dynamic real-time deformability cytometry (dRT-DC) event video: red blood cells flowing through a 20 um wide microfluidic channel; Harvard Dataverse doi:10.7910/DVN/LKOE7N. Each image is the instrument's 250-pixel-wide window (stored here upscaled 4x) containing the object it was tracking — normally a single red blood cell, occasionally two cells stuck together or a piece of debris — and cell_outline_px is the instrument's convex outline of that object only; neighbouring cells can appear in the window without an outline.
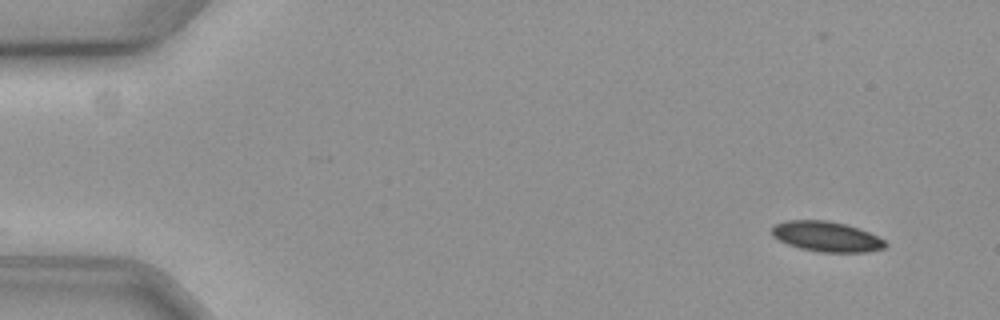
{"species": "common noctule bat (a hibernating species)", "species_latin": "Nyctalus noctula", "temperature_condition": "cold", "stored_images_in_passage": 55, "camera_frame_rate_fps": 3000, "um_per_image_px": 0.085, "animal": {"sex": "female", "body_mass_g": 19.3, "forearm_length_mm": 54.1}, "frame": {"image": 1, "passage_image": 1, "time_ms": 0.0, "image_size_px": [1000, 320], "cell_outline_px": [[888, 244], [884, 248], [868, 252], [820, 252], [800, 248], [788, 244], [772, 236], [772, 228], [776, 224], [788, 220], [824, 220], [844, 224], [868, 232], [884, 240]], "centroid_in_image_um": [70.25, 20.11], "position_along_channel_um": 14.7, "area_um2": 19.71}}
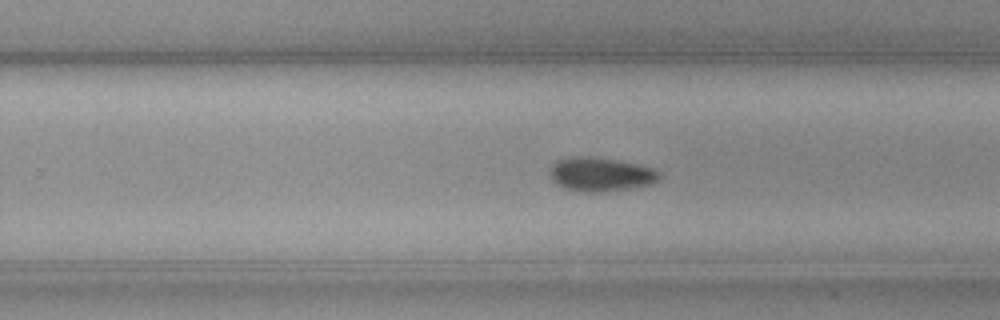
{"frame": {"image": 2, "passage_image": 34, "time_ms": 11.0, "image_size_px": [1000, 320], "cell_outline_px": [[660, 176], [652, 184], [604, 192], [584, 192], [564, 188], [556, 184], [552, 180], [548, 172], [552, 164], [556, 160], [572, 156], [592, 156], [616, 160], [636, 164], [652, 168], [660, 172]], "centroid_in_image_um": [50.99, 14.81], "position_along_channel_um": 278.8, "area_um2": 21.73}}
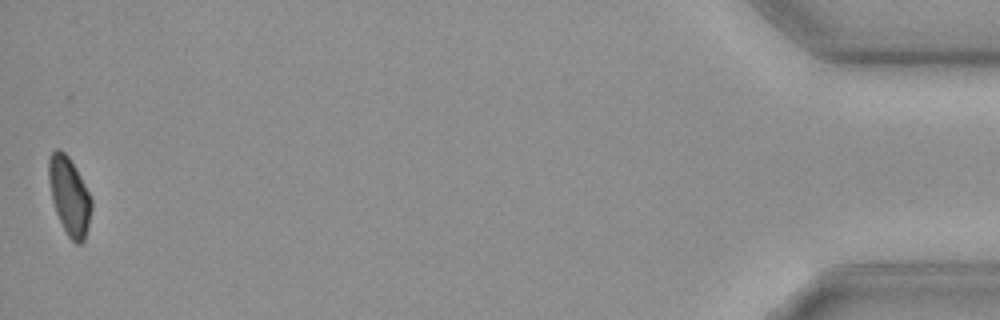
{"frame": {"image": 3, "passage_image": 55, "time_ms": 18.0, "image_size_px": [1000, 320], "cell_outline_px": [[92, 208], [84, 240], [80, 244], [76, 244], [68, 236], [56, 212], [52, 200], [48, 176], [48, 160], [52, 152], [56, 148], [60, 148], [68, 156], [80, 176], [92, 200]], "centroid_in_image_um": [5.88, 16.64], "position_along_channel_um": 429.3, "area_um2": 19.07}, "authors_computed_cell_mechanics": {"area_um2": 20.6924, "velocity_mm_per_s": 3.5507, "shape_relaxation_time_tau1_ms": 4.7374, "shape_relaxation_time_tau2_ms": null, "deformation_change_tau1": 0.0943, "deformation_change_tau2": null}}